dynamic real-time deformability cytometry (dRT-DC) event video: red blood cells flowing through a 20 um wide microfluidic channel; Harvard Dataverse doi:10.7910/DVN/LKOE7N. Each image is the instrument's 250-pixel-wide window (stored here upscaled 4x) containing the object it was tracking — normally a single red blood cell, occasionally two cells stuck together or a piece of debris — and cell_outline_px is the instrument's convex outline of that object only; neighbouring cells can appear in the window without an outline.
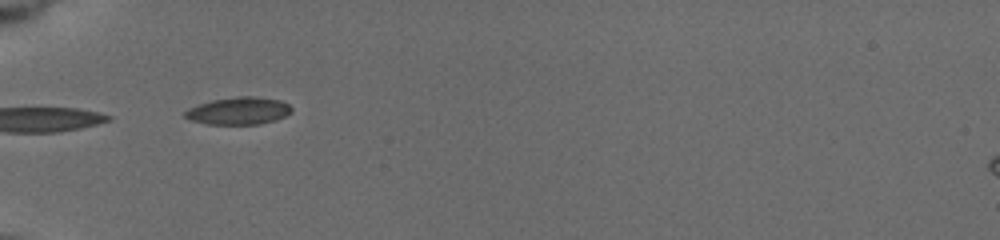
{"species": "common noctule bat (a hibernating species)", "species_latin": "Nyctalus noctula", "temperature_condition": "cold", "stored_images_in_passage": 9, "camera_frame_rate_fps": 3000, "um_per_image_px": 0.085, "animal": {"sex": "female", "body_mass_g": 19.5, "forearm_length_mm": 54.1}, "frame": {"image": 1, "passage_image": 1, "time_ms": 0.0, "image_size_px": [1000, 240], "cell_outline_px": [[292, 112], [276, 120], [260, 124], [208, 124], [192, 120], [184, 116], [184, 112], [188, 108], [212, 100], [236, 96], [256, 96], [280, 100], [288, 104], [292, 108]], "centroid_in_image_um": [20.31, 9.41], "position_along_channel_um": 64.7, "area_um2": 16.99}}
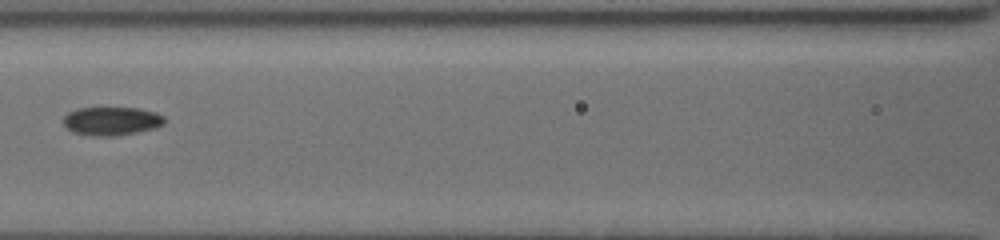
{"frame": {"image": 2, "passage_image": 6, "time_ms": 2.667, "image_size_px": [1000, 240], "cell_outline_px": [[164, 124], [156, 128], [116, 136], [92, 136], [72, 132], [64, 124], [64, 116], [68, 112], [76, 108], [140, 108], [156, 112], [164, 116]], "centroid_in_image_um": [9.49, 10.29], "position_along_channel_um": 157.1, "area_um2": 16.88}}
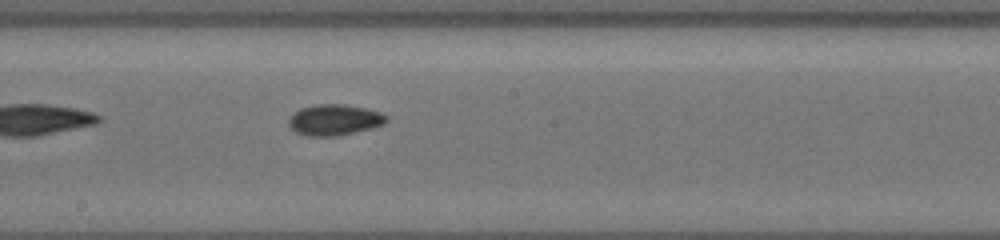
{"frame": {"image": 3, "passage_image": 9, "time_ms": 4.333, "image_size_px": [1000, 240], "cell_outline_px": [[388, 120], [384, 124], [372, 128], [336, 136], [308, 136], [296, 132], [288, 124], [288, 120], [292, 112], [300, 108], [316, 104], [344, 104], [364, 108], [380, 112], [388, 116]], "centroid_in_image_um": [28.41, 10.18], "position_along_channel_um": 219.8, "area_um2": 17.69}}